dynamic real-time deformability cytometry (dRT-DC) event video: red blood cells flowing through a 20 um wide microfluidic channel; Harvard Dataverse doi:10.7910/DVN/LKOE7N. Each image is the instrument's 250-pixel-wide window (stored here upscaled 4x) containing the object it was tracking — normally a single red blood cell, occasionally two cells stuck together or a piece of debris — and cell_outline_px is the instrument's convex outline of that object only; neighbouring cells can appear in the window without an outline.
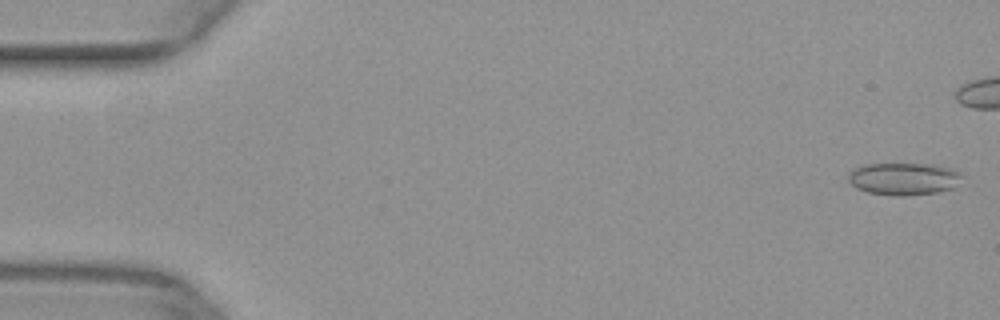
{"species": "common noctule bat (a hibernating species)", "species_latin": "Nyctalus noctula", "temperature_condition": "warm", "stored_images_in_passage": 5, "camera_frame_rate_fps": 3000, "um_per_image_px": 0.085, "animal": {"sex": "female", "body_mass_g": 29.2, "forearm_length_mm": 56.3}, "frame": {"image": 1, "passage_image": 2, "time_ms": 0.333, "image_size_px": [1000, 320], "cell_outline_px": [[964, 176], [952, 188], [936, 192], [904, 196], [896, 196], [868, 192], [856, 188], [848, 180], [848, 176], [856, 168], [864, 164], [924, 164], [952, 168], [960, 172]], "centroid_in_image_um": [76.83, 15.2], "position_along_channel_um": 8.2, "area_um2": 21.21}}